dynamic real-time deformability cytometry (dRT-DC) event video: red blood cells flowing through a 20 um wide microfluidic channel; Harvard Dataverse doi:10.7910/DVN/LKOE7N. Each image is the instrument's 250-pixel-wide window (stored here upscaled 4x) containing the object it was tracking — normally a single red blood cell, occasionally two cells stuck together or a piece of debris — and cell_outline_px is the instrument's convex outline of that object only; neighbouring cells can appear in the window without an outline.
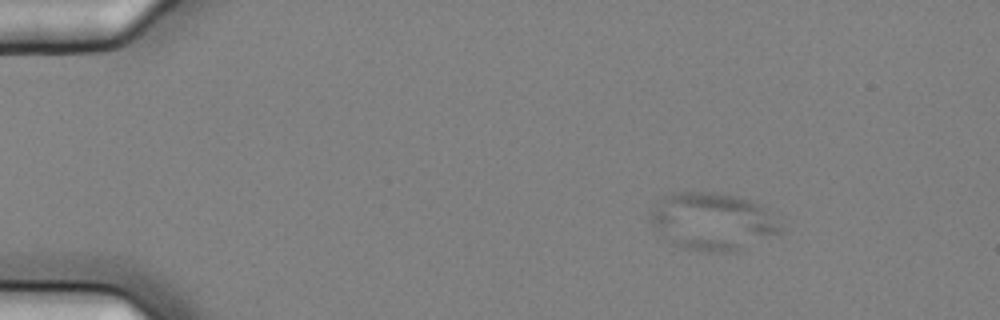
{"species": "common noctule bat (a hibernating species)", "species_latin": "Nyctalus noctula", "temperature_condition": "cold", "stored_images_in_passage": 8, "camera_frame_rate_fps": 3000, "um_per_image_px": 0.085, "animal": {"sex": "female", "body_mass_g": 25.1}, "frame": {"image": 1, "passage_image": 4, "time_ms": 1.0, "image_size_px": [1000, 320], "cell_outline_px": [[780, 232], [736, 252], [704, 252], [684, 248], [676, 244], [660, 232], [652, 224], [648, 216], [660, 196], [672, 192], [716, 192], [736, 196], [748, 200], [756, 204], [780, 228]], "centroid_in_image_um": [60.45, 18.82], "position_along_channel_um": 24.5, "area_um2": 42.54}}
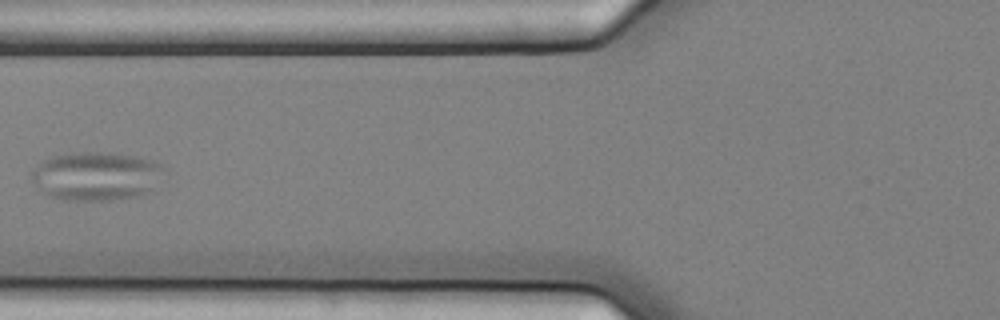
{"frame": {"image": 2, "passage_image": 8, "time_ms": 2.333, "image_size_px": [1000, 320], "cell_outline_px": [[164, 168], [148, 192], [140, 196], [108, 200], [68, 200], [52, 196], [40, 192], [32, 180], [32, 172], [44, 160], [52, 156], [80, 152], [108, 152], [136, 156], [152, 160], [164, 164]], "centroid_in_image_um": [8.17, 14.96], "position_along_channel_um": 117.6, "area_um2": 37.17}}